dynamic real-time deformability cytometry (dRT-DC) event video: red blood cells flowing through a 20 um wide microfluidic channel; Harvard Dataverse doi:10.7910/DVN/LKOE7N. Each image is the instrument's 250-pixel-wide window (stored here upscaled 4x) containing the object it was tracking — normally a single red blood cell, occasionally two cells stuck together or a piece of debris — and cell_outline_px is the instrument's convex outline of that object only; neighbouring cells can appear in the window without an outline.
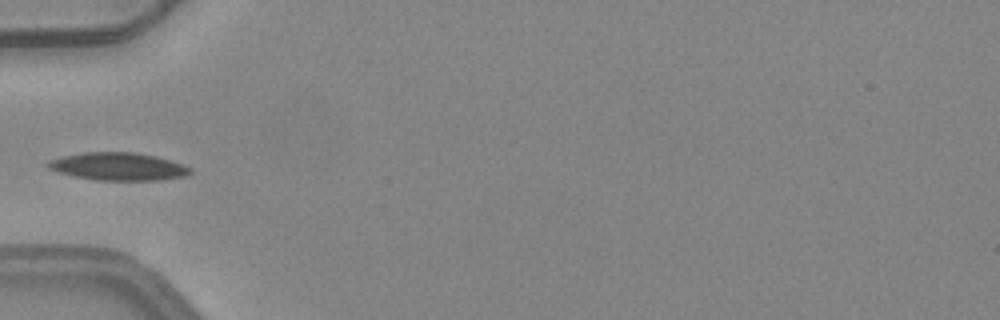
{"species": "common noctule bat (a hibernating species)", "species_latin": "Nyctalus noctula", "temperature_condition": "warm", "stored_images_in_passage": 4, "camera_frame_rate_fps": 3000, "um_per_image_px": 0.085, "animal": {"sex": "female", "body_mass_g": 24.6, "forearm_length_mm": 56.2}, "frame": {"image": 1, "passage_image": 4, "time_ms": 1.0, "image_size_px": [1000, 320], "cell_outline_px": [[192, 172], [188, 176], [160, 180], [96, 180], [76, 176], [60, 172], [48, 168], [44, 164], [48, 160], [64, 156], [84, 152], [136, 152], [156, 156], [192, 168]], "centroid_in_image_um": [10.06, 14.15], "position_along_channel_um": 74.9, "area_um2": 22.95}}